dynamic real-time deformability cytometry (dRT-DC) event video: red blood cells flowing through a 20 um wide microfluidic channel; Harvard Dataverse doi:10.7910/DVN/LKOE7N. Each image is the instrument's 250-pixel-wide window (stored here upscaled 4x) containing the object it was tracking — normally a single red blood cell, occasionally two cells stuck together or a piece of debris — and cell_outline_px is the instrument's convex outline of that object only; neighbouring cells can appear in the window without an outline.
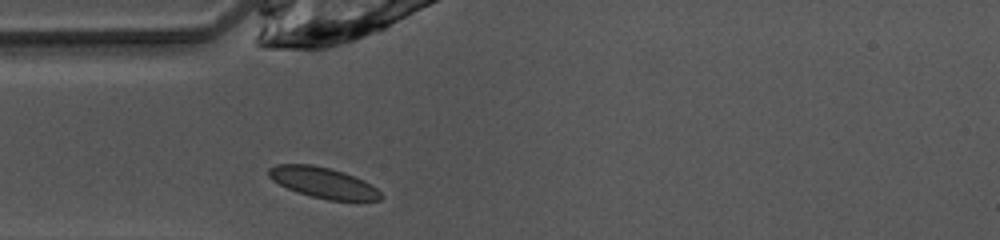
{"species": "common noctule bat (a hibernating species)", "species_latin": "Nyctalus noctula", "temperature_condition": "warm", "stored_images_in_passage": 36, "camera_frame_rate_fps": 3000, "um_per_image_px": 0.085, "animal": {"sex": "female", "body_mass_g": 10.0, "forearm_length_mm": 53.1}, "frame": {"image": 1, "passage_image": 1, "time_ms": 0.0, "image_size_px": [1000, 240], "cell_outline_px": [[384, 196], [380, 200], [328, 200], [296, 192], [272, 180], [268, 176], [268, 168], [276, 164], [312, 164], [344, 172], [364, 180], [376, 188]], "centroid_in_image_um": [27.46, 15.52], "position_along_channel_um": 57.5, "area_um2": 20.0}}
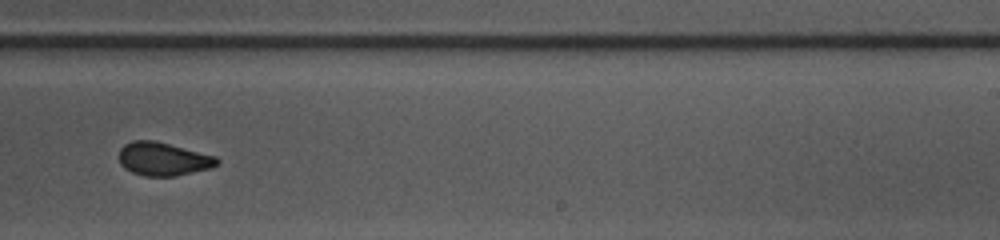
{"frame": {"image": 2, "passage_image": 17, "time_ms": 5.333, "image_size_px": [1000, 240], "cell_outline_px": [[220, 164], [212, 168], [176, 176], [144, 176], [132, 172], [124, 168], [120, 164], [120, 148], [124, 144], [132, 140], [152, 140], [216, 156], [220, 160]], "centroid_in_image_um": [13.89, 13.52], "position_along_channel_um": 275.1, "area_um2": 19.07}}
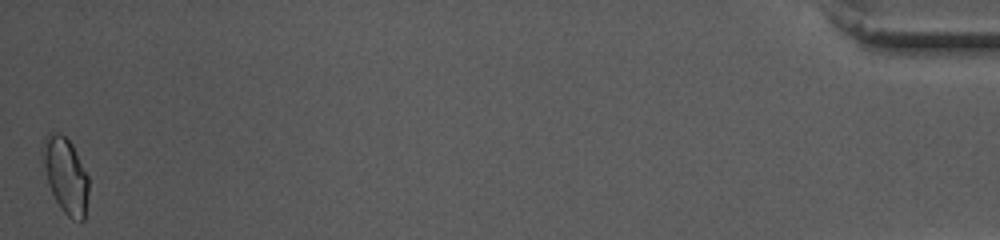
{"frame": {"image": 3, "passage_image": 36, "time_ms": 11.667, "image_size_px": [1000, 240], "cell_outline_px": [[88, 192], [84, 220], [80, 224], [72, 220], [60, 208], [48, 184], [40, 160], [40, 148], [44, 136], [48, 132], [56, 132], [64, 136], [72, 144], [88, 176]], "centroid_in_image_um": [5.53, 14.89], "position_along_channel_um": 429.7, "area_um2": 20.75}, "authors_computed_cell_mechanics": {"area_um2": 19.074, "velocity_mm_per_s": 4.0853, "shape_relaxation_time_tau1_ms": 5.7462, "shape_relaxation_time_tau2_ms": 1.4188, "deformation_change_tau1": 0.126, "deformation_change_tau2": 0.0498}}